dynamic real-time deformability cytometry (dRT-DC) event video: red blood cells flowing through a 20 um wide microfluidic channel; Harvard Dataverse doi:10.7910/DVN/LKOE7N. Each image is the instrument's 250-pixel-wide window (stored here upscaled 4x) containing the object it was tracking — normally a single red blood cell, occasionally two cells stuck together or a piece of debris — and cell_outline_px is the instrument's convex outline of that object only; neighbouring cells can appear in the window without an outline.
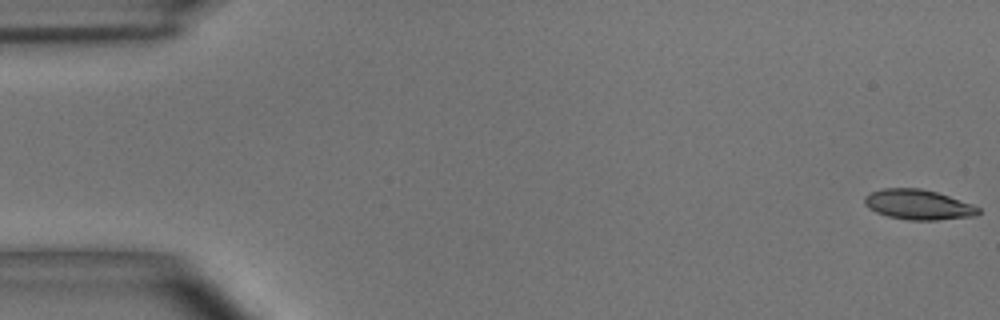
{"species": "common noctule bat (a hibernating species)", "species_latin": "Nyctalus noctula", "temperature_condition": "room temperature", "stored_images_in_passage": 55, "camera_frame_rate_fps": 3000, "um_per_image_px": 0.085, "animal": {"sex": "male", "body_mass_g": 15.6}, "frame": {"image": 1, "passage_image": 1, "time_ms": 0.0, "image_size_px": [1000, 320], "cell_outline_px": [[980, 212], [976, 216], [936, 220], [908, 220], [888, 216], [876, 212], [868, 208], [864, 204], [864, 196], [872, 192], [884, 188], [920, 188], [936, 192], [972, 204], [980, 208]], "centroid_in_image_um": [78.04, 17.4], "position_along_channel_um": 7.0, "area_um2": 19.88}}
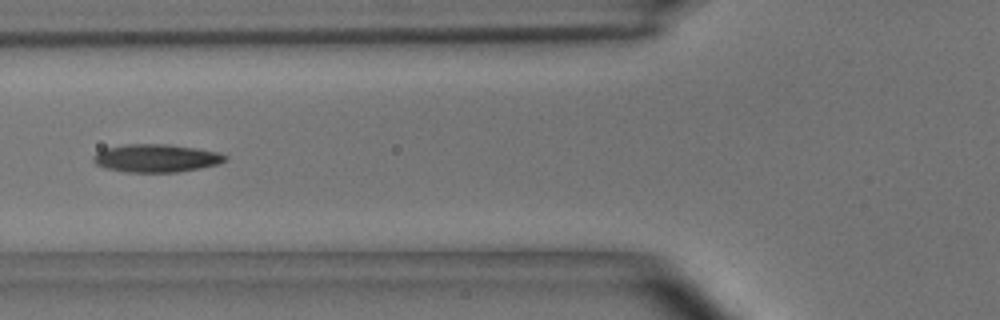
{"frame": {"image": 2, "passage_image": 21, "time_ms": 6.667, "image_size_px": [1000, 320], "cell_outline_px": [[228, 160], [216, 164], [200, 168], [176, 172], [124, 172], [104, 168], [96, 164], [92, 160], [92, 156], [108, 148], [128, 144], [168, 144], [196, 148], [216, 152], [228, 156]], "centroid_in_image_um": [13.28, 13.45], "position_along_channel_um": 112.5, "area_um2": 21.33}}
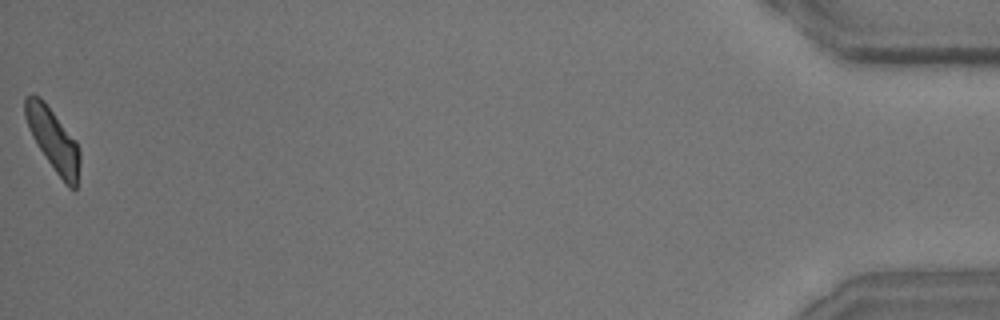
{"frame": {"image": 3, "passage_image": 55, "time_ms": 18.0, "image_size_px": [1000, 320], "cell_outline_px": [[80, 160], [76, 188], [68, 188], [64, 184], [32, 136], [28, 128], [24, 116], [24, 100], [32, 92], [40, 96], [44, 100], [76, 140], [80, 148]], "centroid_in_image_um": [4.52, 11.83], "position_along_channel_um": 430.7, "area_um2": 19.88}, "authors_computed_cell_mechanics": {"area_um2": 20.4034, "velocity_mm_per_s": 3.6477, "shape_relaxation_time_tau1_ms": 4.3283, "shape_relaxation_time_tau2_ms": 3.4303, "deformation_change_tau1": 0.178, "deformation_change_tau2": 0.1164}}